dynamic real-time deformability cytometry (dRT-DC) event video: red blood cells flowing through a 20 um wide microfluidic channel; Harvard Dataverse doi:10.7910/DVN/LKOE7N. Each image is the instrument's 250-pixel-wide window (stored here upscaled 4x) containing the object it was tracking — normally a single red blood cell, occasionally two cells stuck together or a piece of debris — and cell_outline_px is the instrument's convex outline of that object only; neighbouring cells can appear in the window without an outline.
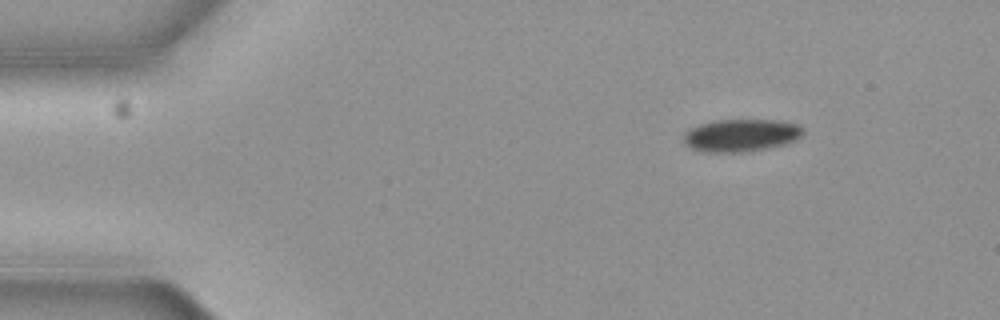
{"species": "common noctule bat (a hibernating species)", "species_latin": "Nyctalus noctula", "temperature_condition": "cold", "stored_images_in_passage": 3, "camera_frame_rate_fps": 3000, "um_per_image_px": 0.085, "animal": {"sex": "female", "body_mass_g": 19.3, "forearm_length_mm": 54.1}, "frame": {"image": 1, "passage_image": 1, "time_ms": 0.0, "image_size_px": [1000, 320], "cell_outline_px": [[804, 132], [796, 140], [784, 144], [764, 148], [740, 152], [708, 152], [692, 148], [684, 144], [684, 132], [688, 128], [700, 124], [716, 120], [776, 120], [796, 124]], "centroid_in_image_um": [62.93, 11.49], "position_along_channel_um": 22.1, "area_um2": 22.37}}
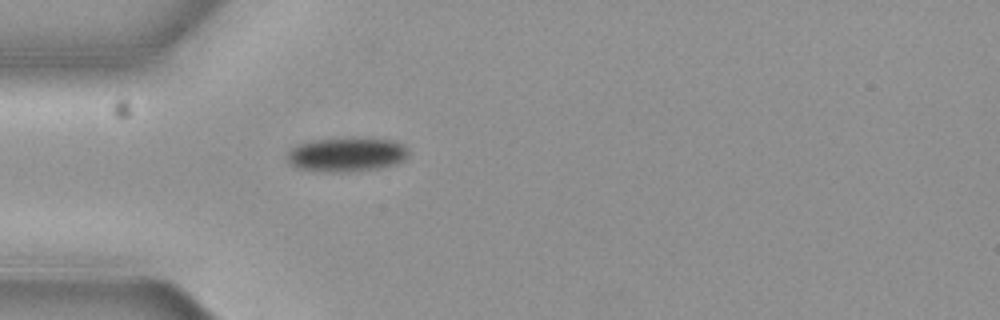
{"frame": {"image": 2, "passage_image": 3, "time_ms": 0.667, "image_size_px": [1000, 320], "cell_outline_px": [[408, 156], [404, 160], [396, 164], [380, 168], [344, 172], [332, 172], [296, 168], [288, 164], [284, 156], [296, 144], [312, 140], [392, 140], [408, 148]], "centroid_in_image_um": [29.4, 13.18], "position_along_channel_um": 55.6, "area_um2": 23.7}}